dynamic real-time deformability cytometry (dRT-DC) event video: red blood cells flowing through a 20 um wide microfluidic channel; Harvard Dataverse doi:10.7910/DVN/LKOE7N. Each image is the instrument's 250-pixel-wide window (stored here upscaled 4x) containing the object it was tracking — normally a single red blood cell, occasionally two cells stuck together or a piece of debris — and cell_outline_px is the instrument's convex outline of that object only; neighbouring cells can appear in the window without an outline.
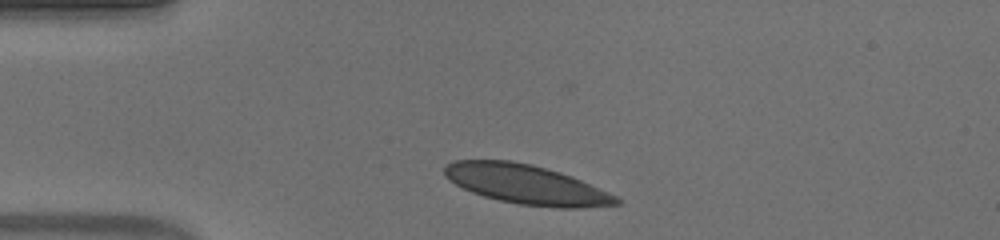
{"species": "human", "species_latin": "Homo sapiens", "temperature_condition": "warm", "stored_images_in_passage": 34, "camera_frame_rate_fps": 3000, "um_per_image_px": 0.085, "donor": {"sex": "male"}, "frame": {"image": 1, "passage_image": 1, "time_ms": 0.0, "image_size_px": [1000, 240], "cell_outline_px": [[620, 204], [576, 208], [560, 208], [520, 204], [500, 200], [484, 196], [472, 192], [456, 184], [444, 176], [444, 168], [448, 164], [456, 160], [508, 160], [528, 164], [560, 172], [580, 180], [616, 196], [620, 200]], "centroid_in_image_um": [44.71, 15.68], "position_along_channel_um": 40.3, "area_um2": 38.73}}
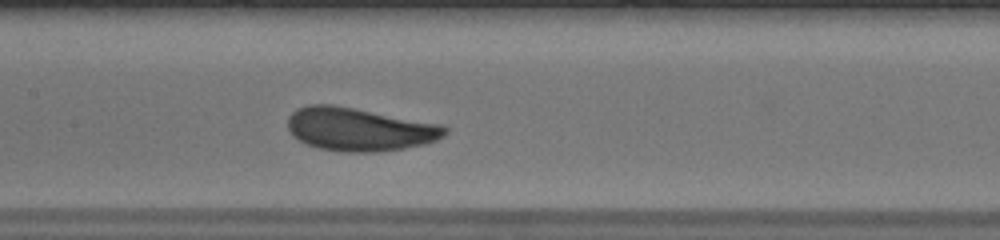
{"frame": {"image": 2, "passage_image": 14, "time_ms": 4.333, "image_size_px": [1000, 240], "cell_outline_px": [[448, 132], [444, 136], [436, 140], [424, 144], [404, 148], [376, 152], [348, 152], [320, 148], [308, 144], [292, 136], [288, 128], [288, 116], [296, 108], [308, 104], [332, 104], [440, 124], [448, 128]], "centroid_in_image_um": [30.52, 10.98], "position_along_channel_um": 176.9, "area_um2": 39.42}}
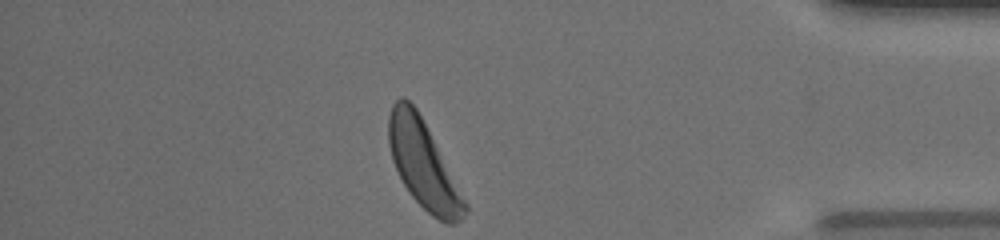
{"frame": {"image": 3, "passage_image": 34, "time_ms": 11.0, "image_size_px": [1000, 240], "cell_outline_px": [[468, 212], [456, 224], [444, 224], [432, 216], [412, 196], [404, 184], [392, 160], [388, 144], [388, 116], [392, 104], [400, 96], [404, 96], [416, 108], [468, 204]], "centroid_in_image_um": [35.97, 14.0], "position_along_channel_um": 399.2, "area_um2": 38.26}, "authors_computed_cell_mechanics": {"area_um2": 38.8705, "velocity_mm_per_s": 3.8673, "shape_relaxation_time_tau1_ms": 1.9962, "shape_relaxation_time_tau2_ms": 0.9076, "deformation_change_tau1": 0.1089, "deformation_change_tau2": 0.0728}}